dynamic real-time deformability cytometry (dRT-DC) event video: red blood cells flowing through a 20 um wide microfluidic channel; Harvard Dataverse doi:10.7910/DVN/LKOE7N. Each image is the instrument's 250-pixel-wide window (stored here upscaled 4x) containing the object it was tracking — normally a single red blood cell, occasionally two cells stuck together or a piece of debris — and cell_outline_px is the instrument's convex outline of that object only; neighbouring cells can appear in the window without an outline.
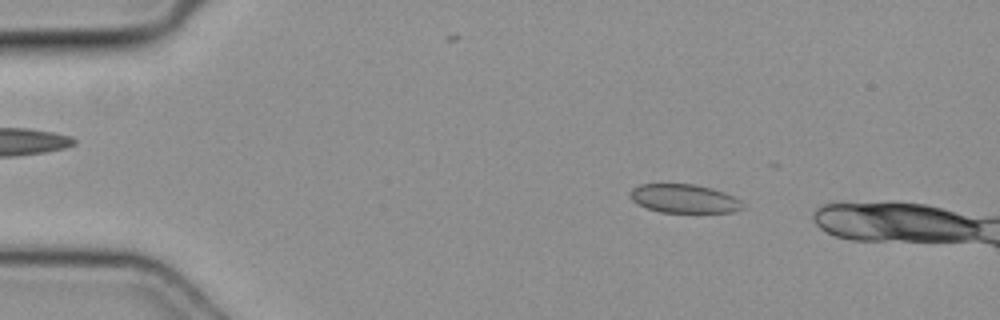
{"species": "common noctule bat (a hibernating species)", "species_latin": "Nyctalus noctula", "temperature_condition": "cold", "stored_images_in_passage": 11, "camera_frame_rate_fps": 3000, "um_per_image_px": 0.085, "animal": {"sex": "female", "body_mass_g": 19.3, "forearm_length_mm": 54.1}, "frame": {"image": 1, "passage_image": 7, "time_ms": 2.0, "image_size_px": [1000, 320], "cell_outline_px": [[744, 208], [736, 212], [660, 212], [636, 204], [632, 200], [632, 188], [640, 184], [696, 184], [712, 188], [724, 192], [740, 200], [744, 204]], "centroid_in_image_um": [58.19, 16.88], "position_along_channel_um": 26.8, "area_um2": 18.79}}